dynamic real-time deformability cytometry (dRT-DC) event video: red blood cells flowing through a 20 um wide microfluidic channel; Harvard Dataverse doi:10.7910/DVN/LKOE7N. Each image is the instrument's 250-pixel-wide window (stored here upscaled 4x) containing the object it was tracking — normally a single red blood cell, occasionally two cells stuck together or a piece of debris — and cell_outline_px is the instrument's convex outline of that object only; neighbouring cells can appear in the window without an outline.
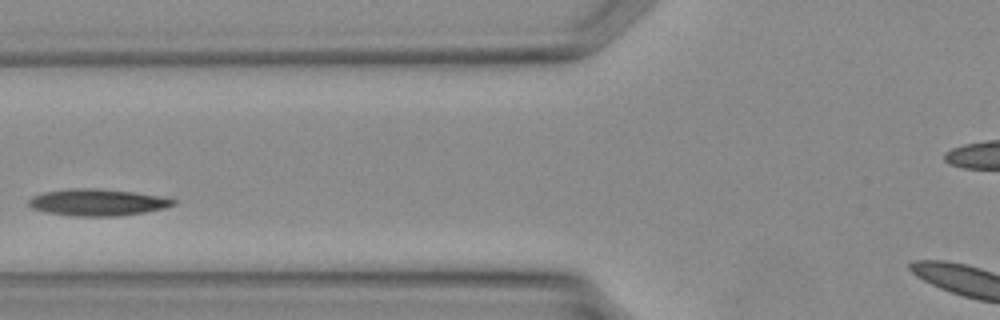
{"species": "Egyptian fruit bat (a non-hibernating species)", "species_latin": "Rousettus aegyptiacus", "temperature_condition": "warm", "stored_images_in_passage": 21, "camera_frame_rate_fps": 3000, "um_per_image_px": 0.085, "animal": {"sex": "female"}, "frame": {"image": 1, "passage_image": 4, "time_ms": 1.0, "image_size_px": [1000, 320], "cell_outline_px": [[176, 204], [164, 208], [144, 212], [120, 216], [72, 216], [48, 212], [32, 208], [28, 204], [28, 200], [32, 196], [44, 192], [68, 188], [96, 188], [132, 192], [160, 196], [176, 200]], "centroid_in_image_um": [8.27, 17.2], "position_along_channel_um": 117.5, "area_um2": 22.48}}
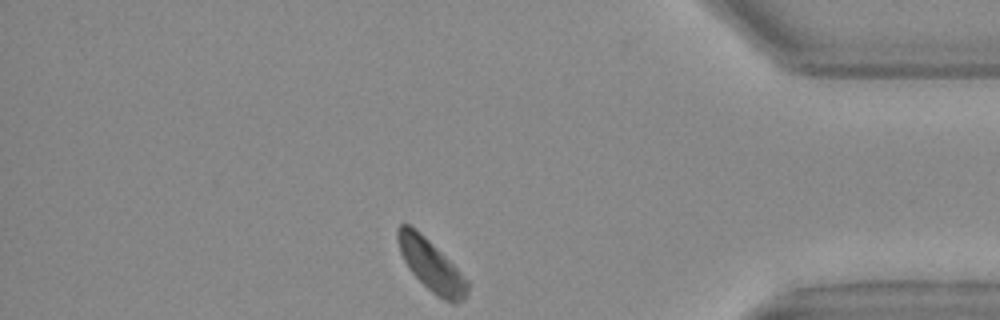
{"frame": {"image": 2, "passage_image": 21, "time_ms": 6.667, "image_size_px": [1000, 320], "cell_outline_px": [[468, 292], [464, 300], [456, 304], [452, 304], [436, 296], [408, 268], [400, 252], [396, 236], [396, 228], [400, 224], [408, 224], [424, 236], [468, 280]], "centroid_in_image_um": [36.64, 22.59], "position_along_channel_um": 398.6, "area_um2": 20.52}}